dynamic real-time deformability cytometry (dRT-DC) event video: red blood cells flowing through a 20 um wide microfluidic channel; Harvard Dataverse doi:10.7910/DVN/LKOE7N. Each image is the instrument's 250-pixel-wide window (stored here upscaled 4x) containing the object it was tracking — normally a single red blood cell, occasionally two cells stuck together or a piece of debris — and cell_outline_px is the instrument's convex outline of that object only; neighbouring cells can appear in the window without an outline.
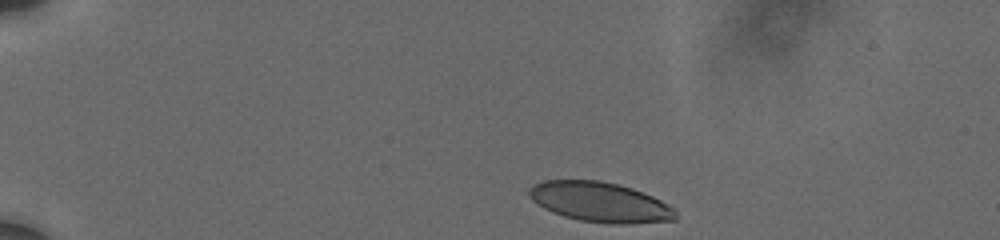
{"species": "human", "species_latin": "Homo sapiens", "temperature_condition": "cold", "stored_images_in_passage": 9, "camera_frame_rate_fps": 3000, "um_per_image_px": 0.085, "donor": {"sex": "male"}, "frame": {"image": 1, "passage_image": 1, "time_ms": 0.0, "image_size_px": [1000, 240], "cell_outline_px": [[676, 220], [628, 224], [608, 224], [580, 220], [564, 216], [552, 212], [536, 204], [532, 200], [528, 192], [536, 184], [544, 180], [600, 180], [632, 188], [652, 196], [660, 200], [672, 208], [676, 212]], "centroid_in_image_um": [51.0, 17.19], "position_along_channel_um": 34.0, "area_um2": 33.87}}
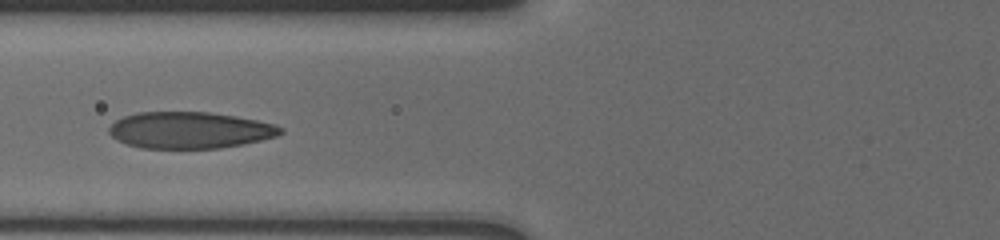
{"frame": {"image": 2, "passage_image": 7, "time_ms": 4.333, "image_size_px": [1000, 240], "cell_outline_px": [[284, 132], [276, 136], [244, 144], [220, 148], [140, 148], [116, 140], [108, 132], [108, 128], [116, 120], [124, 116], [136, 112], [208, 112], [236, 116], [276, 124], [284, 128]], "centroid_in_image_um": [16.13, 11.06], "position_along_channel_um": 109.7, "area_um2": 36.65}}
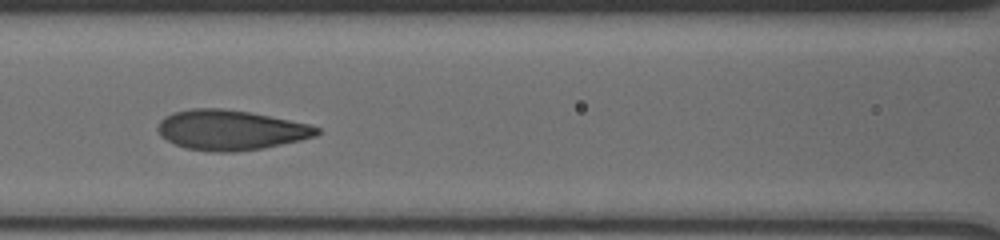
{"frame": {"image": 3, "passage_image": 8, "time_ms": 5.333, "image_size_px": [1000, 240], "cell_outline_px": [[320, 132], [316, 136], [300, 140], [264, 148], [236, 152], [212, 152], [184, 148], [160, 136], [156, 128], [160, 120], [164, 116], [172, 112], [192, 108], [220, 108], [248, 112], [308, 124], [320, 128]], "centroid_in_image_um": [19.55, 11.06], "position_along_channel_um": 147.0, "area_um2": 37.11}}